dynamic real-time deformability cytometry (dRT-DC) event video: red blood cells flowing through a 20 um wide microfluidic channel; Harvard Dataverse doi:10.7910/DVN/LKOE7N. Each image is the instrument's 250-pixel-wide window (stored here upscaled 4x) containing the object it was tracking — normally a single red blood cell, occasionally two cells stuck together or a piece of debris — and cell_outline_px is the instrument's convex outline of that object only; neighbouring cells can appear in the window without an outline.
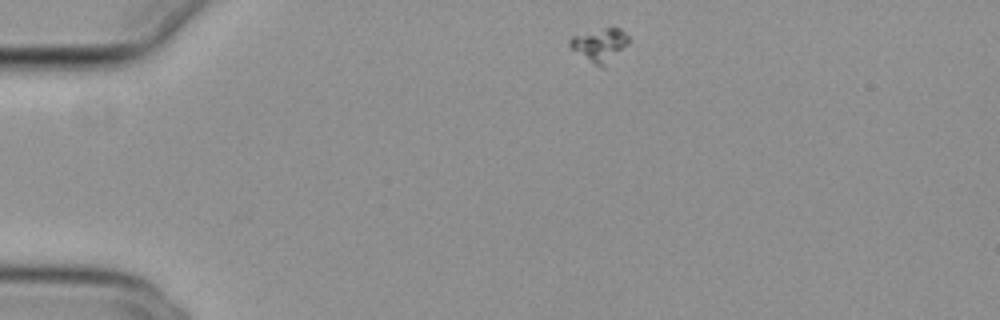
{"species": "common noctule bat (a hibernating species)", "species_latin": "Nyctalus noctula", "temperature_condition": "cold", "stored_images_in_passage": 46, "camera_frame_rate_fps": 3000, "um_per_image_px": 0.085, "animal": {"sex": "female", "body_mass_g": 29.2, "forearm_length_mm": 56.3}, "frame": {"image": 1, "passage_image": 1, "time_ms": 0.0, "image_size_px": [1000, 320], "cell_outline_px": [[628, 44], [604, 68], [600, 68], [572, 48], [568, 44], [568, 40], [572, 36], [604, 28], [620, 28], [628, 36]], "centroid_in_image_um": [51.0, 3.83], "position_along_channel_um": 34.0, "area_um2": 11.16}}
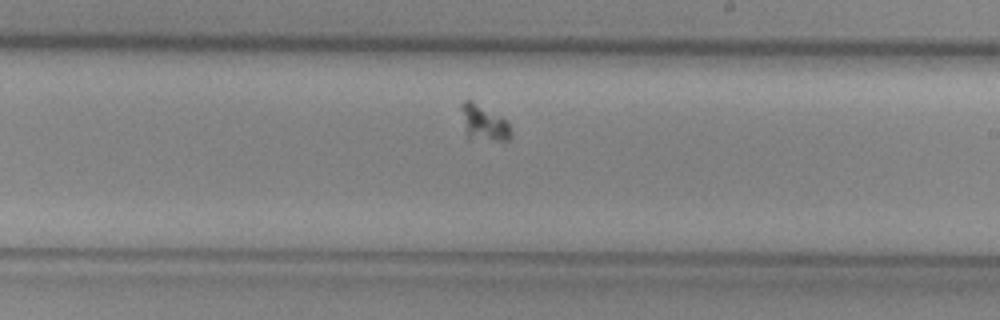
{"frame": {"image": 2, "passage_image": 23, "time_ms": 7.333, "image_size_px": [1000, 320], "cell_outline_px": [[512, 136], [508, 140], [496, 140], [468, 136], [460, 108], [460, 104], [464, 100], [472, 100], [508, 120], [512, 132]], "centroid_in_image_um": [41.17, 10.39], "position_along_channel_um": 247.8, "area_um2": 10.12}}
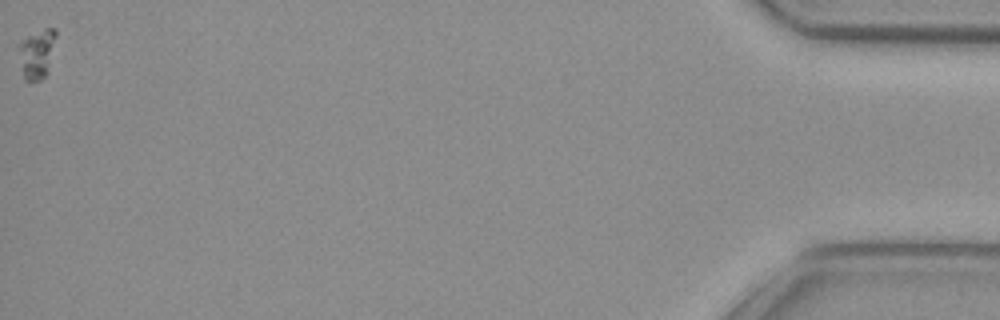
{"frame": {"image": 3, "passage_image": 46, "time_ms": 15.0, "image_size_px": [1000, 320], "cell_outline_px": [[56, 36], [48, 72], [40, 80], [24, 80], [20, 48], [20, 40], [44, 28], [56, 28]], "centroid_in_image_um": [3.18, 4.54], "position_along_channel_um": 432.0, "area_um2": 10.29}}